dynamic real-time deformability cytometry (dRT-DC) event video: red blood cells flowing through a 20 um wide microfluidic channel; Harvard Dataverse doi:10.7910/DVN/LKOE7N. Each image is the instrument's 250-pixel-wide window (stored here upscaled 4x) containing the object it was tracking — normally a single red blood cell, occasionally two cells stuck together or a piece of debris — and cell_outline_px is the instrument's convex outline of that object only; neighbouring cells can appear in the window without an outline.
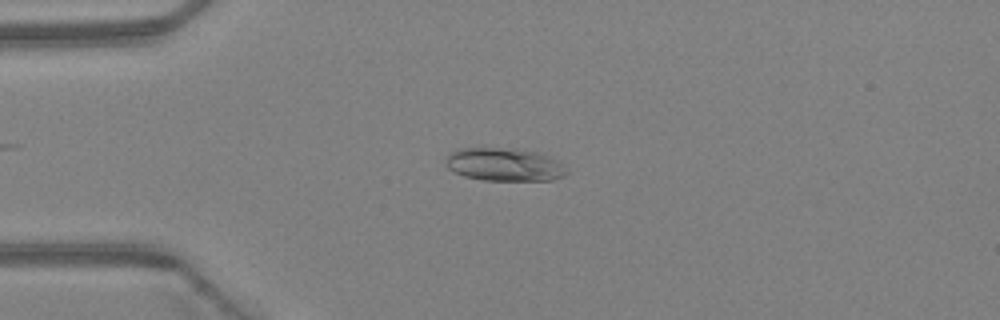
{"species": "Egyptian fruit bat (a non-hibernating species)", "species_latin": "Rousettus aegyptiacus", "temperature_condition": "warm", "stored_images_in_passage": 5, "camera_frame_rate_fps": 3000, "um_per_image_px": 0.085, "animal": {"sex": "female"}, "frame": {"image": 1, "passage_image": 3, "time_ms": 0.667, "image_size_px": [1000, 320], "cell_outline_px": [[568, 172], [564, 176], [552, 180], [484, 180], [464, 176], [448, 168], [444, 164], [444, 156], [460, 148], [516, 148], [540, 152], [556, 160]], "centroid_in_image_um": [42.83, 13.97], "position_along_channel_um": 42.2, "area_um2": 23.41}}